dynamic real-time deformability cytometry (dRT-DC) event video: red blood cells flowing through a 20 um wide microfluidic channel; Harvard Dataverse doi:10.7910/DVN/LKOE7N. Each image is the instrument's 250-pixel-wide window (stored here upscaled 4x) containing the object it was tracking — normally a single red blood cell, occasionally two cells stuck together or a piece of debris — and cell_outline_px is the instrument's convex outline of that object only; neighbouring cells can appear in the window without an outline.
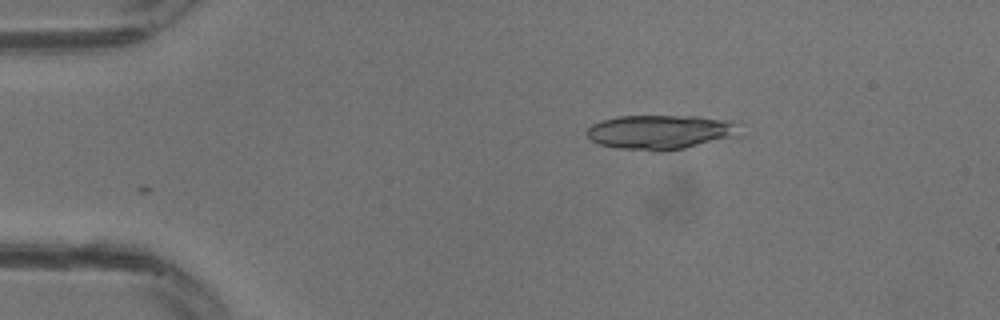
{"species": "common noctule bat (a hibernating species)", "species_latin": "Nyctalus noctula", "temperature_condition": "warm", "stored_images_in_passage": 7, "camera_frame_rate_fps": 3000, "um_per_image_px": 0.085, "animal": {"sex": "male", "body_mass_g": 13.3}, "frame": {"image": 1, "passage_image": 1, "time_ms": 0.0, "image_size_px": [1000, 320], "cell_outline_px": [[744, 136], [664, 152], [652, 152], [616, 148], [600, 144], [592, 140], [584, 132], [592, 124], [600, 120], [616, 116], [700, 116], [740, 120]], "centroid_in_image_um": [56.3, 11.22], "position_along_channel_um": 28.7, "area_um2": 32.08}}
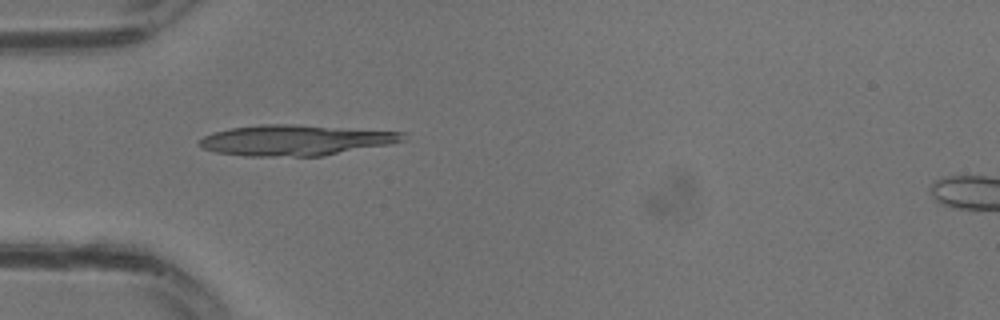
{"frame": {"image": 2, "passage_image": 5, "time_ms": 1.333, "image_size_px": [1000, 320], "cell_outline_px": [[408, 140], [392, 144], [324, 156], [244, 156], [216, 152], [200, 148], [196, 144], [204, 136], [212, 132], [232, 128], [260, 124], [292, 124], [404, 132]], "centroid_in_image_um": [25.13, 11.92], "position_along_channel_um": 59.9, "area_um2": 36.7}}
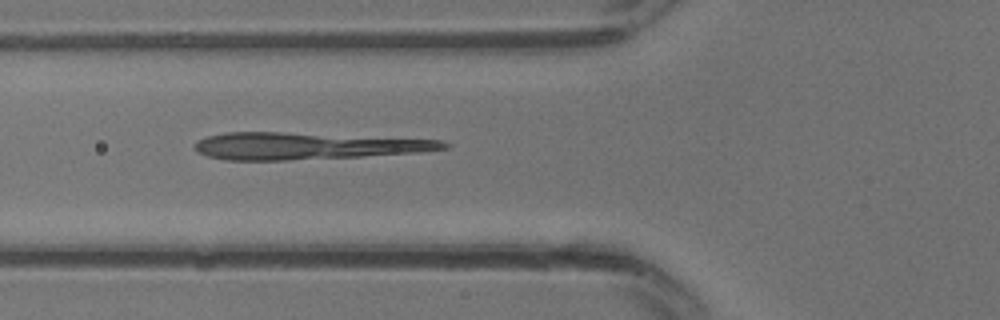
{"frame": {"image": 3, "passage_image": 7, "time_ms": 2.0, "image_size_px": [1000, 320], "cell_outline_px": [[452, 144], [448, 148], [416, 152], [360, 156], [288, 160], [224, 160], [208, 156], [196, 152], [192, 148], [200, 140], [208, 136], [228, 132], [280, 132], [444, 140]], "centroid_in_image_um": [26.06, 12.4], "position_along_channel_um": 99.7, "area_um2": 38.73}}